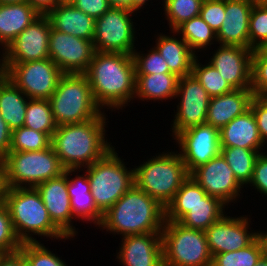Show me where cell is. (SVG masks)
Wrapping results in <instances>:
<instances>
[{"label": "cell", "instance_id": "cell-1", "mask_svg": "<svg viewBox=\"0 0 267 266\" xmlns=\"http://www.w3.org/2000/svg\"><path fill=\"white\" fill-rule=\"evenodd\" d=\"M84 74L102 111L105 107L111 111L122 110L135 100L136 72L132 55L95 51Z\"/></svg>", "mask_w": 267, "mask_h": 266}, {"label": "cell", "instance_id": "cell-2", "mask_svg": "<svg viewBox=\"0 0 267 266\" xmlns=\"http://www.w3.org/2000/svg\"><path fill=\"white\" fill-rule=\"evenodd\" d=\"M104 113L86 122L56 127L51 146L65 169L90 166L113 148L114 145L105 138L109 121Z\"/></svg>", "mask_w": 267, "mask_h": 266}, {"label": "cell", "instance_id": "cell-3", "mask_svg": "<svg viewBox=\"0 0 267 266\" xmlns=\"http://www.w3.org/2000/svg\"><path fill=\"white\" fill-rule=\"evenodd\" d=\"M164 222L165 207L134 185L103 214L98 227L124 237L162 232Z\"/></svg>", "mask_w": 267, "mask_h": 266}, {"label": "cell", "instance_id": "cell-4", "mask_svg": "<svg viewBox=\"0 0 267 266\" xmlns=\"http://www.w3.org/2000/svg\"><path fill=\"white\" fill-rule=\"evenodd\" d=\"M8 209L12 226L21 243L38 242V237L70 240L50 219L36 188H6L2 200Z\"/></svg>", "mask_w": 267, "mask_h": 266}, {"label": "cell", "instance_id": "cell-5", "mask_svg": "<svg viewBox=\"0 0 267 266\" xmlns=\"http://www.w3.org/2000/svg\"><path fill=\"white\" fill-rule=\"evenodd\" d=\"M155 155L134 166V181L138 188L166 208L190 174L178 151Z\"/></svg>", "mask_w": 267, "mask_h": 266}, {"label": "cell", "instance_id": "cell-6", "mask_svg": "<svg viewBox=\"0 0 267 266\" xmlns=\"http://www.w3.org/2000/svg\"><path fill=\"white\" fill-rule=\"evenodd\" d=\"M49 102L57 126L86 122L103 113L87 76L81 73L63 74Z\"/></svg>", "mask_w": 267, "mask_h": 266}, {"label": "cell", "instance_id": "cell-7", "mask_svg": "<svg viewBox=\"0 0 267 266\" xmlns=\"http://www.w3.org/2000/svg\"><path fill=\"white\" fill-rule=\"evenodd\" d=\"M113 147L102 158L84 168L97 209L104 214L132 186L134 168L128 169Z\"/></svg>", "mask_w": 267, "mask_h": 266}, {"label": "cell", "instance_id": "cell-8", "mask_svg": "<svg viewBox=\"0 0 267 266\" xmlns=\"http://www.w3.org/2000/svg\"><path fill=\"white\" fill-rule=\"evenodd\" d=\"M4 171L6 188H35L61 176L65 168L50 145L40 151L9 152L4 157Z\"/></svg>", "mask_w": 267, "mask_h": 266}, {"label": "cell", "instance_id": "cell-9", "mask_svg": "<svg viewBox=\"0 0 267 266\" xmlns=\"http://www.w3.org/2000/svg\"><path fill=\"white\" fill-rule=\"evenodd\" d=\"M161 238L164 266H212L205 231L165 221Z\"/></svg>", "mask_w": 267, "mask_h": 266}, {"label": "cell", "instance_id": "cell-10", "mask_svg": "<svg viewBox=\"0 0 267 266\" xmlns=\"http://www.w3.org/2000/svg\"><path fill=\"white\" fill-rule=\"evenodd\" d=\"M6 75L29 99H49L64 74L50 59L1 63Z\"/></svg>", "mask_w": 267, "mask_h": 266}, {"label": "cell", "instance_id": "cell-11", "mask_svg": "<svg viewBox=\"0 0 267 266\" xmlns=\"http://www.w3.org/2000/svg\"><path fill=\"white\" fill-rule=\"evenodd\" d=\"M133 14L135 16V12L129 9L111 7L96 19L93 38L95 51L132 55L137 41Z\"/></svg>", "mask_w": 267, "mask_h": 266}, {"label": "cell", "instance_id": "cell-12", "mask_svg": "<svg viewBox=\"0 0 267 266\" xmlns=\"http://www.w3.org/2000/svg\"><path fill=\"white\" fill-rule=\"evenodd\" d=\"M177 110L172 119V138L194 126L206 123L210 96L200 82L192 75L179 78L175 99Z\"/></svg>", "mask_w": 267, "mask_h": 266}, {"label": "cell", "instance_id": "cell-13", "mask_svg": "<svg viewBox=\"0 0 267 266\" xmlns=\"http://www.w3.org/2000/svg\"><path fill=\"white\" fill-rule=\"evenodd\" d=\"M51 24L40 15L2 50L1 63H24L49 58Z\"/></svg>", "mask_w": 267, "mask_h": 266}, {"label": "cell", "instance_id": "cell-14", "mask_svg": "<svg viewBox=\"0 0 267 266\" xmlns=\"http://www.w3.org/2000/svg\"><path fill=\"white\" fill-rule=\"evenodd\" d=\"M187 172L207 163L220 153V129L203 123L179 133L175 138Z\"/></svg>", "mask_w": 267, "mask_h": 266}, {"label": "cell", "instance_id": "cell-15", "mask_svg": "<svg viewBox=\"0 0 267 266\" xmlns=\"http://www.w3.org/2000/svg\"><path fill=\"white\" fill-rule=\"evenodd\" d=\"M94 53L93 41L51 28L49 58L64 74H84L92 61Z\"/></svg>", "mask_w": 267, "mask_h": 266}, {"label": "cell", "instance_id": "cell-16", "mask_svg": "<svg viewBox=\"0 0 267 266\" xmlns=\"http://www.w3.org/2000/svg\"><path fill=\"white\" fill-rule=\"evenodd\" d=\"M190 177L200 185L207 195L218 198L227 207L230 203L239 200L240 191L244 189L221 153L195 168L190 173Z\"/></svg>", "mask_w": 267, "mask_h": 266}, {"label": "cell", "instance_id": "cell-17", "mask_svg": "<svg viewBox=\"0 0 267 266\" xmlns=\"http://www.w3.org/2000/svg\"><path fill=\"white\" fill-rule=\"evenodd\" d=\"M250 218L247 216L230 217L224 214L206 231V238L211 255L244 249L252 244L258 233L251 230Z\"/></svg>", "mask_w": 267, "mask_h": 266}, {"label": "cell", "instance_id": "cell-18", "mask_svg": "<svg viewBox=\"0 0 267 266\" xmlns=\"http://www.w3.org/2000/svg\"><path fill=\"white\" fill-rule=\"evenodd\" d=\"M217 48L209 63L233 89H251L253 50L238 45H220Z\"/></svg>", "mask_w": 267, "mask_h": 266}, {"label": "cell", "instance_id": "cell-19", "mask_svg": "<svg viewBox=\"0 0 267 266\" xmlns=\"http://www.w3.org/2000/svg\"><path fill=\"white\" fill-rule=\"evenodd\" d=\"M35 188L39 192L52 222L67 237L74 238L78 232L72 222L75 218L68 194L67 174L63 173L57 178L44 181Z\"/></svg>", "mask_w": 267, "mask_h": 266}, {"label": "cell", "instance_id": "cell-20", "mask_svg": "<svg viewBox=\"0 0 267 266\" xmlns=\"http://www.w3.org/2000/svg\"><path fill=\"white\" fill-rule=\"evenodd\" d=\"M120 238L116 259L122 266H164L161 232Z\"/></svg>", "mask_w": 267, "mask_h": 266}, {"label": "cell", "instance_id": "cell-21", "mask_svg": "<svg viewBox=\"0 0 267 266\" xmlns=\"http://www.w3.org/2000/svg\"><path fill=\"white\" fill-rule=\"evenodd\" d=\"M253 5L250 0H225V17L217 33L219 45L249 48V18Z\"/></svg>", "mask_w": 267, "mask_h": 266}, {"label": "cell", "instance_id": "cell-22", "mask_svg": "<svg viewBox=\"0 0 267 266\" xmlns=\"http://www.w3.org/2000/svg\"><path fill=\"white\" fill-rule=\"evenodd\" d=\"M253 97L254 94L251 89H234L232 92L211 97L206 123L221 129L235 117L249 110Z\"/></svg>", "mask_w": 267, "mask_h": 266}, {"label": "cell", "instance_id": "cell-23", "mask_svg": "<svg viewBox=\"0 0 267 266\" xmlns=\"http://www.w3.org/2000/svg\"><path fill=\"white\" fill-rule=\"evenodd\" d=\"M221 147H239L264 151V143L260 138L256 118L251 109L235 117L220 129ZM263 149V150H262Z\"/></svg>", "mask_w": 267, "mask_h": 266}, {"label": "cell", "instance_id": "cell-24", "mask_svg": "<svg viewBox=\"0 0 267 266\" xmlns=\"http://www.w3.org/2000/svg\"><path fill=\"white\" fill-rule=\"evenodd\" d=\"M77 170L80 172L83 169H65L68 176V194L71 200L72 214L75 219L86 221V223L93 222L97 227L102 221L103 214L94 203L87 172L85 171L84 175L79 173L71 178L73 172L78 174Z\"/></svg>", "mask_w": 267, "mask_h": 266}, {"label": "cell", "instance_id": "cell-25", "mask_svg": "<svg viewBox=\"0 0 267 266\" xmlns=\"http://www.w3.org/2000/svg\"><path fill=\"white\" fill-rule=\"evenodd\" d=\"M46 16L50 21L51 28L93 41L95 19L76 9L72 3L58 4Z\"/></svg>", "mask_w": 267, "mask_h": 266}, {"label": "cell", "instance_id": "cell-26", "mask_svg": "<svg viewBox=\"0 0 267 266\" xmlns=\"http://www.w3.org/2000/svg\"><path fill=\"white\" fill-rule=\"evenodd\" d=\"M170 33L173 35L158 34L154 47L166 61L171 73L176 74L178 77L190 75L197 55L190 49L182 37H175L174 30Z\"/></svg>", "mask_w": 267, "mask_h": 266}, {"label": "cell", "instance_id": "cell-27", "mask_svg": "<svg viewBox=\"0 0 267 266\" xmlns=\"http://www.w3.org/2000/svg\"><path fill=\"white\" fill-rule=\"evenodd\" d=\"M39 16L28 2L0 4V50H4Z\"/></svg>", "mask_w": 267, "mask_h": 266}, {"label": "cell", "instance_id": "cell-28", "mask_svg": "<svg viewBox=\"0 0 267 266\" xmlns=\"http://www.w3.org/2000/svg\"><path fill=\"white\" fill-rule=\"evenodd\" d=\"M179 78L174 73L136 74L134 98L154 102L175 99Z\"/></svg>", "mask_w": 267, "mask_h": 266}, {"label": "cell", "instance_id": "cell-29", "mask_svg": "<svg viewBox=\"0 0 267 266\" xmlns=\"http://www.w3.org/2000/svg\"><path fill=\"white\" fill-rule=\"evenodd\" d=\"M29 98L6 75L0 76V113L11 130L25 123Z\"/></svg>", "mask_w": 267, "mask_h": 266}, {"label": "cell", "instance_id": "cell-30", "mask_svg": "<svg viewBox=\"0 0 267 266\" xmlns=\"http://www.w3.org/2000/svg\"><path fill=\"white\" fill-rule=\"evenodd\" d=\"M225 207L218 198L206 195L200 203L189 208V212L179 223L188 228L206 231L226 213Z\"/></svg>", "mask_w": 267, "mask_h": 266}, {"label": "cell", "instance_id": "cell-31", "mask_svg": "<svg viewBox=\"0 0 267 266\" xmlns=\"http://www.w3.org/2000/svg\"><path fill=\"white\" fill-rule=\"evenodd\" d=\"M206 195L200 185L189 176L166 206L165 221L179 222L189 212V208L200 203Z\"/></svg>", "mask_w": 267, "mask_h": 266}, {"label": "cell", "instance_id": "cell-32", "mask_svg": "<svg viewBox=\"0 0 267 266\" xmlns=\"http://www.w3.org/2000/svg\"><path fill=\"white\" fill-rule=\"evenodd\" d=\"M174 31L177 35L176 37L180 35L195 54L206 50L209 45L211 48V45L214 44L213 42L217 41L216 32L200 15L183 22Z\"/></svg>", "mask_w": 267, "mask_h": 266}, {"label": "cell", "instance_id": "cell-33", "mask_svg": "<svg viewBox=\"0 0 267 266\" xmlns=\"http://www.w3.org/2000/svg\"><path fill=\"white\" fill-rule=\"evenodd\" d=\"M220 153L233 171L237 181L243 187L249 185L260 152L239 147H221Z\"/></svg>", "mask_w": 267, "mask_h": 266}, {"label": "cell", "instance_id": "cell-34", "mask_svg": "<svg viewBox=\"0 0 267 266\" xmlns=\"http://www.w3.org/2000/svg\"><path fill=\"white\" fill-rule=\"evenodd\" d=\"M23 126L52 137L57 125L53 119L49 99H29Z\"/></svg>", "mask_w": 267, "mask_h": 266}, {"label": "cell", "instance_id": "cell-35", "mask_svg": "<svg viewBox=\"0 0 267 266\" xmlns=\"http://www.w3.org/2000/svg\"><path fill=\"white\" fill-rule=\"evenodd\" d=\"M191 74L206 89L210 97L220 96L234 90L213 65L209 62L204 65L201 64L198 56L193 62Z\"/></svg>", "mask_w": 267, "mask_h": 266}, {"label": "cell", "instance_id": "cell-36", "mask_svg": "<svg viewBox=\"0 0 267 266\" xmlns=\"http://www.w3.org/2000/svg\"><path fill=\"white\" fill-rule=\"evenodd\" d=\"M204 0H163V14L173 31L183 22L200 15Z\"/></svg>", "mask_w": 267, "mask_h": 266}, {"label": "cell", "instance_id": "cell-37", "mask_svg": "<svg viewBox=\"0 0 267 266\" xmlns=\"http://www.w3.org/2000/svg\"><path fill=\"white\" fill-rule=\"evenodd\" d=\"M263 255L261 242L257 238L244 249L216 254L212 266H255Z\"/></svg>", "mask_w": 267, "mask_h": 266}, {"label": "cell", "instance_id": "cell-38", "mask_svg": "<svg viewBox=\"0 0 267 266\" xmlns=\"http://www.w3.org/2000/svg\"><path fill=\"white\" fill-rule=\"evenodd\" d=\"M51 145V138L43 132L27 127L12 130L10 152L40 151Z\"/></svg>", "mask_w": 267, "mask_h": 266}, {"label": "cell", "instance_id": "cell-39", "mask_svg": "<svg viewBox=\"0 0 267 266\" xmlns=\"http://www.w3.org/2000/svg\"><path fill=\"white\" fill-rule=\"evenodd\" d=\"M267 41V2L254 3L249 18V48L256 49Z\"/></svg>", "mask_w": 267, "mask_h": 266}, {"label": "cell", "instance_id": "cell-40", "mask_svg": "<svg viewBox=\"0 0 267 266\" xmlns=\"http://www.w3.org/2000/svg\"><path fill=\"white\" fill-rule=\"evenodd\" d=\"M19 251L33 266H68L41 242H24Z\"/></svg>", "mask_w": 267, "mask_h": 266}, {"label": "cell", "instance_id": "cell-41", "mask_svg": "<svg viewBox=\"0 0 267 266\" xmlns=\"http://www.w3.org/2000/svg\"><path fill=\"white\" fill-rule=\"evenodd\" d=\"M147 51L146 54L142 53L143 51L138 52L137 49L133 51L136 74L171 73L166 61L155 47Z\"/></svg>", "mask_w": 267, "mask_h": 266}, {"label": "cell", "instance_id": "cell-42", "mask_svg": "<svg viewBox=\"0 0 267 266\" xmlns=\"http://www.w3.org/2000/svg\"><path fill=\"white\" fill-rule=\"evenodd\" d=\"M21 244L14 232L8 209L0 201V252L5 254L19 251Z\"/></svg>", "mask_w": 267, "mask_h": 266}, {"label": "cell", "instance_id": "cell-43", "mask_svg": "<svg viewBox=\"0 0 267 266\" xmlns=\"http://www.w3.org/2000/svg\"><path fill=\"white\" fill-rule=\"evenodd\" d=\"M251 90L256 96L267 93V55L258 48L252 53Z\"/></svg>", "mask_w": 267, "mask_h": 266}, {"label": "cell", "instance_id": "cell-44", "mask_svg": "<svg viewBox=\"0 0 267 266\" xmlns=\"http://www.w3.org/2000/svg\"><path fill=\"white\" fill-rule=\"evenodd\" d=\"M200 16L217 34L225 17V0H204Z\"/></svg>", "mask_w": 267, "mask_h": 266}, {"label": "cell", "instance_id": "cell-45", "mask_svg": "<svg viewBox=\"0 0 267 266\" xmlns=\"http://www.w3.org/2000/svg\"><path fill=\"white\" fill-rule=\"evenodd\" d=\"M258 127V132L263 143H267V99L264 96L254 95L250 103Z\"/></svg>", "mask_w": 267, "mask_h": 266}, {"label": "cell", "instance_id": "cell-46", "mask_svg": "<svg viewBox=\"0 0 267 266\" xmlns=\"http://www.w3.org/2000/svg\"><path fill=\"white\" fill-rule=\"evenodd\" d=\"M267 152L259 153L253 171V177L250 181V187L267 197Z\"/></svg>", "mask_w": 267, "mask_h": 266}, {"label": "cell", "instance_id": "cell-47", "mask_svg": "<svg viewBox=\"0 0 267 266\" xmlns=\"http://www.w3.org/2000/svg\"><path fill=\"white\" fill-rule=\"evenodd\" d=\"M72 5L95 20L111 8L108 0H73Z\"/></svg>", "mask_w": 267, "mask_h": 266}, {"label": "cell", "instance_id": "cell-48", "mask_svg": "<svg viewBox=\"0 0 267 266\" xmlns=\"http://www.w3.org/2000/svg\"><path fill=\"white\" fill-rule=\"evenodd\" d=\"M12 130L0 113V156L5 157L10 152Z\"/></svg>", "mask_w": 267, "mask_h": 266}, {"label": "cell", "instance_id": "cell-49", "mask_svg": "<svg viewBox=\"0 0 267 266\" xmlns=\"http://www.w3.org/2000/svg\"><path fill=\"white\" fill-rule=\"evenodd\" d=\"M40 15H46L58 3L55 0H26Z\"/></svg>", "mask_w": 267, "mask_h": 266}, {"label": "cell", "instance_id": "cell-50", "mask_svg": "<svg viewBox=\"0 0 267 266\" xmlns=\"http://www.w3.org/2000/svg\"><path fill=\"white\" fill-rule=\"evenodd\" d=\"M0 266H19V251L2 254Z\"/></svg>", "mask_w": 267, "mask_h": 266}, {"label": "cell", "instance_id": "cell-51", "mask_svg": "<svg viewBox=\"0 0 267 266\" xmlns=\"http://www.w3.org/2000/svg\"><path fill=\"white\" fill-rule=\"evenodd\" d=\"M6 190L4 158L0 156V201L3 200L4 192Z\"/></svg>", "mask_w": 267, "mask_h": 266}, {"label": "cell", "instance_id": "cell-52", "mask_svg": "<svg viewBox=\"0 0 267 266\" xmlns=\"http://www.w3.org/2000/svg\"><path fill=\"white\" fill-rule=\"evenodd\" d=\"M111 7L132 10V0H108Z\"/></svg>", "mask_w": 267, "mask_h": 266}, {"label": "cell", "instance_id": "cell-53", "mask_svg": "<svg viewBox=\"0 0 267 266\" xmlns=\"http://www.w3.org/2000/svg\"><path fill=\"white\" fill-rule=\"evenodd\" d=\"M257 233H258V239L260 240L262 245L263 254L264 256L267 257V232L265 233L264 231L263 232L257 231Z\"/></svg>", "mask_w": 267, "mask_h": 266}, {"label": "cell", "instance_id": "cell-54", "mask_svg": "<svg viewBox=\"0 0 267 266\" xmlns=\"http://www.w3.org/2000/svg\"><path fill=\"white\" fill-rule=\"evenodd\" d=\"M149 1L150 0H132V11L135 13H137V11L139 12L141 8L143 9L145 5H148L146 3Z\"/></svg>", "mask_w": 267, "mask_h": 266}, {"label": "cell", "instance_id": "cell-55", "mask_svg": "<svg viewBox=\"0 0 267 266\" xmlns=\"http://www.w3.org/2000/svg\"><path fill=\"white\" fill-rule=\"evenodd\" d=\"M19 266H33L19 251Z\"/></svg>", "mask_w": 267, "mask_h": 266}, {"label": "cell", "instance_id": "cell-56", "mask_svg": "<svg viewBox=\"0 0 267 266\" xmlns=\"http://www.w3.org/2000/svg\"><path fill=\"white\" fill-rule=\"evenodd\" d=\"M26 2V0H0V4H15Z\"/></svg>", "mask_w": 267, "mask_h": 266}, {"label": "cell", "instance_id": "cell-57", "mask_svg": "<svg viewBox=\"0 0 267 266\" xmlns=\"http://www.w3.org/2000/svg\"><path fill=\"white\" fill-rule=\"evenodd\" d=\"M255 266H267V257L263 255Z\"/></svg>", "mask_w": 267, "mask_h": 266}, {"label": "cell", "instance_id": "cell-58", "mask_svg": "<svg viewBox=\"0 0 267 266\" xmlns=\"http://www.w3.org/2000/svg\"><path fill=\"white\" fill-rule=\"evenodd\" d=\"M258 49L263 53L267 55V41H265L261 46L258 47Z\"/></svg>", "mask_w": 267, "mask_h": 266}, {"label": "cell", "instance_id": "cell-59", "mask_svg": "<svg viewBox=\"0 0 267 266\" xmlns=\"http://www.w3.org/2000/svg\"><path fill=\"white\" fill-rule=\"evenodd\" d=\"M58 4H68L72 3L73 0H55Z\"/></svg>", "mask_w": 267, "mask_h": 266}, {"label": "cell", "instance_id": "cell-60", "mask_svg": "<svg viewBox=\"0 0 267 266\" xmlns=\"http://www.w3.org/2000/svg\"><path fill=\"white\" fill-rule=\"evenodd\" d=\"M254 3H262V2H267V0H250Z\"/></svg>", "mask_w": 267, "mask_h": 266}, {"label": "cell", "instance_id": "cell-61", "mask_svg": "<svg viewBox=\"0 0 267 266\" xmlns=\"http://www.w3.org/2000/svg\"><path fill=\"white\" fill-rule=\"evenodd\" d=\"M3 74V69H2V64H1V59H0V76Z\"/></svg>", "mask_w": 267, "mask_h": 266}]
</instances>
